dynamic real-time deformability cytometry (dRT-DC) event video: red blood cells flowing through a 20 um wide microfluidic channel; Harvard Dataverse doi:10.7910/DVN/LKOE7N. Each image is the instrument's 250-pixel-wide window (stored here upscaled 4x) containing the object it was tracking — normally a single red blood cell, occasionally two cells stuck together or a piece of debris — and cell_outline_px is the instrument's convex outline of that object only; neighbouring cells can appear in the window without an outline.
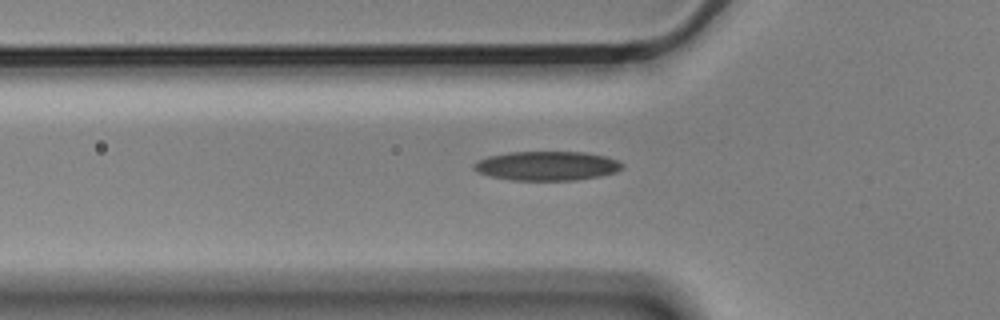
{"species": "Egyptian fruit bat (a non-hibernating species)", "species_latin": "Rousettus aegyptiacus", "temperature_condition": "cold", "stored_images_in_passage": 43, "camera_frame_rate_fps": 3000, "um_per_image_px": 0.085, "animal": {"sex": "male"}, "frame": {"image": 1, "passage_image": 11, "time_ms": 3.333, "image_size_px": [1000, 320], "cell_outline_px": [[624, 168], [616, 172], [600, 176], [576, 180], [512, 180], [492, 176], [476, 172], [472, 168], [472, 164], [476, 160], [488, 156], [508, 152], [584, 152], [604, 156], [616, 160], [624, 164]], "centroid_in_image_um": [46.46, 14.09], "position_along_channel_um": 79.3, "area_um2": 25.37}}
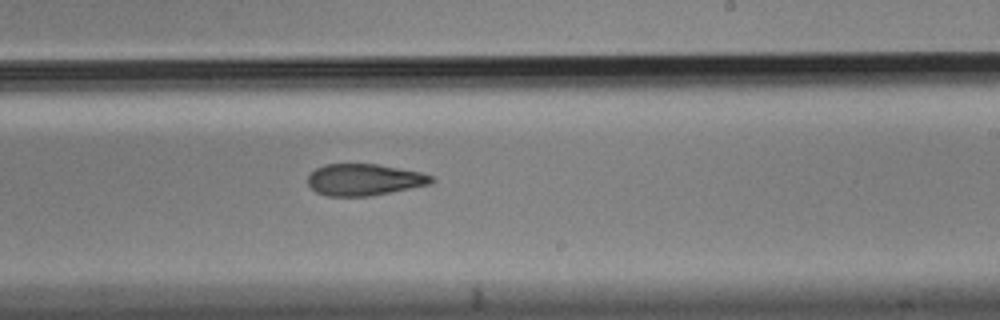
{"frame": {"image": 2, "passage_image": 26, "time_ms": 8.333, "image_size_px": [1000, 320], "cell_outline_px": [[436, 180], [432, 184], [372, 196], [328, 196], [316, 192], [308, 184], [308, 176], [316, 168], [324, 164], [376, 164], [420, 172], [432, 176]], "centroid_in_image_um": [30.98, 15.28], "position_along_channel_um": 258.0, "area_um2": 22.83}}
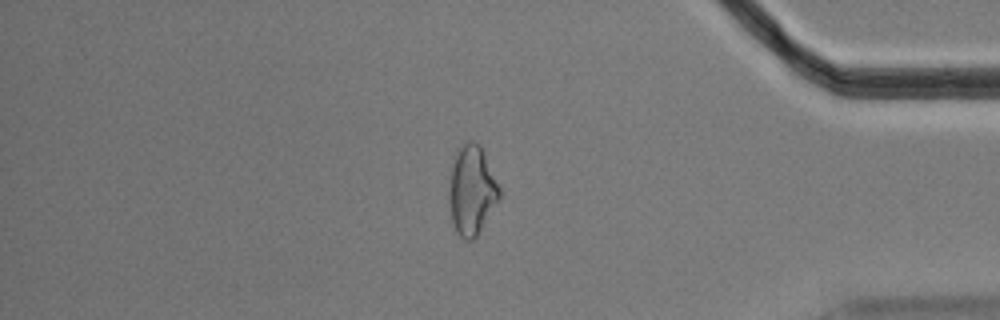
{"frame": {"image": 3, "passage_image": 40, "time_ms": 13.0, "image_size_px": [1000, 320], "cell_outline_px": [[500, 200], [476, 236], [472, 240], [464, 240], [456, 232], [452, 220], [452, 168], [456, 148], [464, 140], [472, 140], [480, 144], [484, 152], [500, 188]], "centroid_in_image_um": [40.15, 16.13], "position_along_channel_um": 395.0, "area_um2": 25.61}, "authors_computed_cell_mechanics": {"area_um2": 24.276, "velocity_mm_per_s": 3.5617, "shape_relaxation_time_tau1_ms": null, "shape_relaxation_time_tau2_ms": 5.7832, "deformation_change_tau1": null, "deformation_change_tau2": 0.155}}